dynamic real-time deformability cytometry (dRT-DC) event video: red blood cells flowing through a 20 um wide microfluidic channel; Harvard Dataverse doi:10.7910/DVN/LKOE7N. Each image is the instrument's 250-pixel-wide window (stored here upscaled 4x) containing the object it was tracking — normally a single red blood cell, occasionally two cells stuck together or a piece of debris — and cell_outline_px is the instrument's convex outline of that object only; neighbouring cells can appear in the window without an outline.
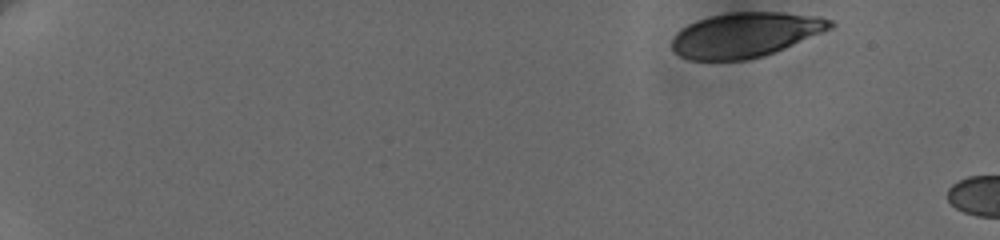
{"species": "human", "species_latin": "Homo sapiens", "temperature_condition": "cold", "stored_images_in_passage": 4, "camera_frame_rate_fps": 3000, "um_per_image_px": 0.085, "donor": {"sex": "female"}, "frame": {"image": 1, "passage_image": 1, "time_ms": 0.0, "image_size_px": [1000, 240], "cell_outline_px": [[836, 24], [832, 28], [784, 48], [764, 56], [744, 60], [688, 60], [680, 56], [672, 48], [672, 40], [676, 32], [680, 28], [696, 20], [708, 16], [732, 12], [780, 12], [820, 16], [832, 20]], "centroid_in_image_um": [63.35, 2.95], "position_along_channel_um": 21.7, "area_um2": 41.38}}